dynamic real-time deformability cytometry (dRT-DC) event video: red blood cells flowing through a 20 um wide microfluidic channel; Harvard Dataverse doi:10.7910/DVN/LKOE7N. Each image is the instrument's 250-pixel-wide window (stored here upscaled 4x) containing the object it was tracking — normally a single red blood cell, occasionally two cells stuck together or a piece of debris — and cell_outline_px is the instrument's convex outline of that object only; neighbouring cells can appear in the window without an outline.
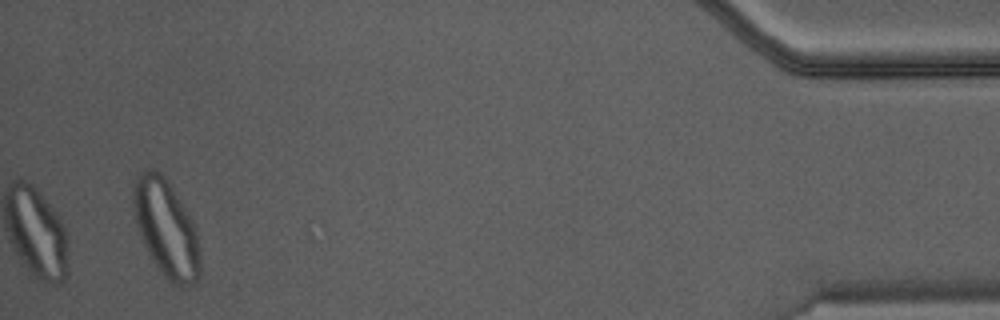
{"species": "Egyptian fruit bat (a non-hibernating species)", "species_latin": "Rousettus aegyptiacus", "temperature_condition": "warm", "stored_images_in_passage": 32, "camera_frame_rate_fps": 3000, "um_per_image_px": 0.085, "animal": {"sex": "male"}, "frame": {"image": 1, "passage_image": 32, "time_ms": 10.333, "image_size_px": [1000, 320], "cell_outline_px": [[200, 272], [196, 280], [192, 284], [184, 288], [180, 288], [172, 284], [164, 276], [152, 260], [140, 236], [136, 224], [132, 204], [132, 184], [140, 172], [148, 168], [156, 168], [168, 180], [192, 220], [196, 232], [200, 260]], "centroid_in_image_um": [14.09, 19.4], "position_along_channel_um": 421.1, "area_um2": 38.03}}